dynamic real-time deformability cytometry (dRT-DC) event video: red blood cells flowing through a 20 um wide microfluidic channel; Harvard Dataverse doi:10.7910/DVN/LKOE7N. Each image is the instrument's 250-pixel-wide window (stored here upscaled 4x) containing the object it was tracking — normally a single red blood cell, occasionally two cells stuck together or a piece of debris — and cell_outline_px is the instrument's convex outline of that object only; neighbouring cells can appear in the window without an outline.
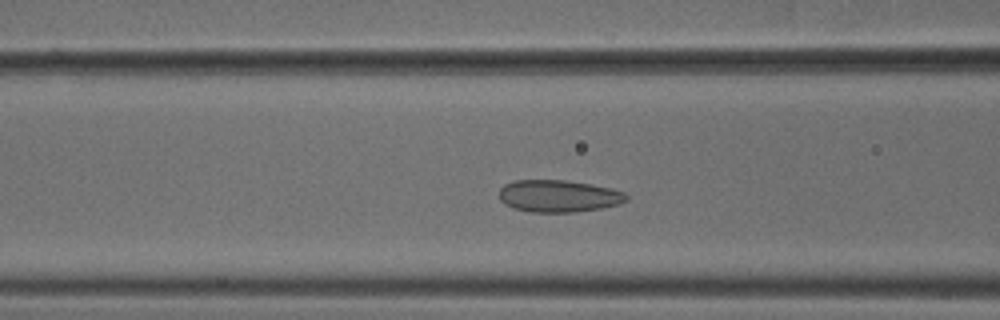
{"species": "common noctule bat (a hibernating species)", "species_latin": "Nyctalus noctula", "temperature_condition": "cold", "stored_images_in_passage": 47, "camera_frame_rate_fps": 3000, "um_per_image_px": 0.085, "animal": {"sex": "male", "body_mass_g": 18.8}, "frame": {"image": 1, "passage_image": 15, "time_ms": 4.667, "image_size_px": [1000, 320], "cell_outline_px": [[628, 200], [620, 204], [600, 208], [576, 212], [532, 212], [516, 208], [500, 200], [500, 188], [504, 184], [516, 180], [564, 180], [588, 184], [608, 188], [624, 192], [628, 196]], "centroid_in_image_um": [47.49, 16.66], "position_along_channel_um": 119.1, "area_um2": 23.52}}
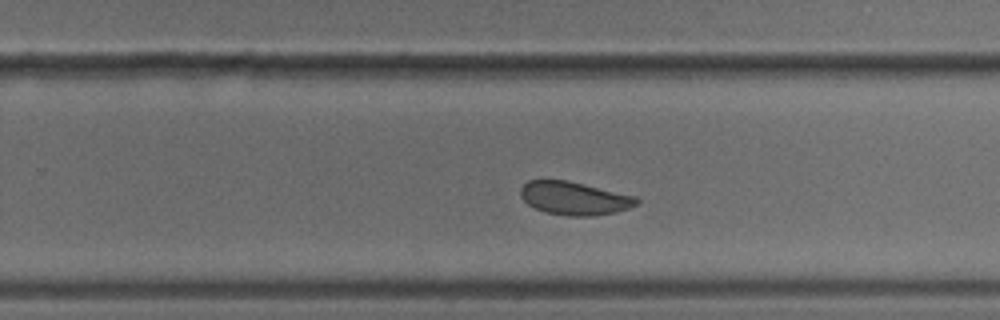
{"frame": {"image": 2, "passage_image": 28, "time_ms": 9.0, "image_size_px": [1000, 320], "cell_outline_px": [[640, 200], [636, 204], [628, 208], [616, 212], [592, 216], [568, 216], [544, 212], [528, 204], [520, 196], [520, 188], [528, 180], [568, 180], [636, 196]], "centroid_in_image_um": [48.81, 16.85], "position_along_channel_um": 281.0, "area_um2": 22.48}}
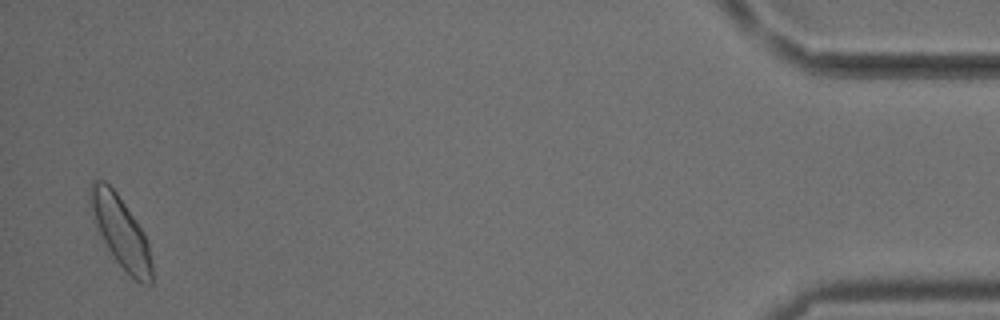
{"frame": {"image": 3, "passage_image": 46, "time_ms": 15.0, "image_size_px": [1000, 320], "cell_outline_px": [[152, 284], [144, 284], [136, 280], [112, 256], [96, 232], [88, 200], [88, 192], [92, 180], [104, 180], [116, 192], [140, 228], [148, 244], [152, 264]], "centroid_in_image_um": [10.19, 19.68], "position_along_channel_um": 425.0, "area_um2": 25.37}, "authors_computed_cell_mechanics": {"area_um2": 23.4668, "velocity_mm_per_s": 3.7374, "shape_relaxation_time_tau1_ms": null, "shape_relaxation_time_tau2_ms": 1.6026, "deformation_change_tau1": null, "deformation_change_tau2": 0.0526}}